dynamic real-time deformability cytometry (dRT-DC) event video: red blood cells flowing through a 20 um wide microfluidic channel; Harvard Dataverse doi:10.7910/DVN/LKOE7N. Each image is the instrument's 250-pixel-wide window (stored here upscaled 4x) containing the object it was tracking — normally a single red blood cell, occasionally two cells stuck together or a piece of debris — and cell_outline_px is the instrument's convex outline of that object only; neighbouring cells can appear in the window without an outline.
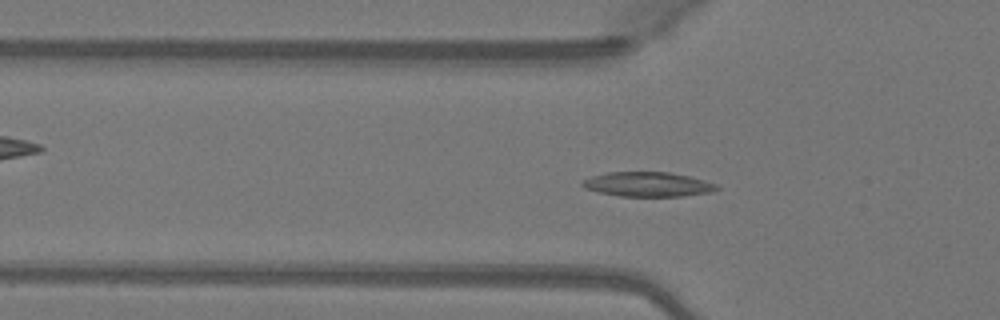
{"species": "Egyptian fruit bat (a non-hibernating species)", "species_latin": "Rousettus aegyptiacus", "temperature_condition": "warm", "stored_images_in_passage": 35, "camera_frame_rate_fps": 3000, "um_per_image_px": 0.085, "animal": {"sex": "female"}, "frame": {"image": 1, "passage_image": 2, "time_ms": 0.333, "image_size_px": [1000, 320], "cell_outline_px": [[720, 188], [712, 192], [684, 196], [620, 196], [600, 192], [584, 188], [580, 184], [580, 180], [592, 176], [608, 172], [668, 172], [688, 176], [704, 180], [716, 184]], "centroid_in_image_um": [55.04, 15.67], "position_along_channel_um": 70.8, "area_um2": 19.25}}
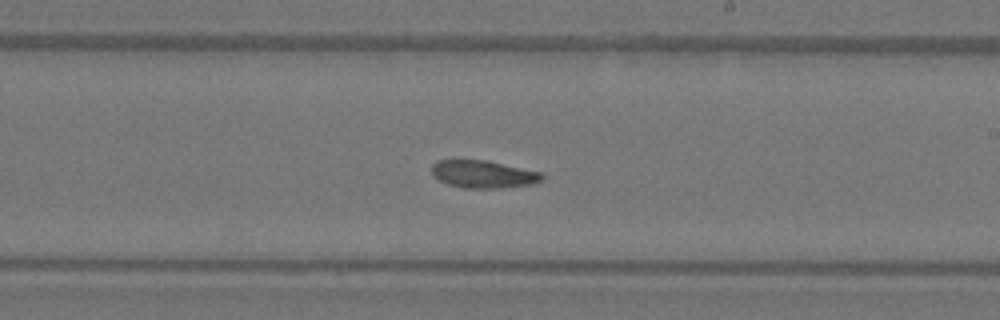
{"frame": {"image": 2, "passage_image": 15, "time_ms": 4.667, "image_size_px": [1000, 320], "cell_outline_px": [[544, 180], [532, 184], [496, 188], [464, 188], [448, 184], [432, 176], [432, 164], [436, 160], [488, 160], [544, 172]], "centroid_in_image_um": [41.12, 14.79], "position_along_channel_um": 247.9, "area_um2": 17.98}}
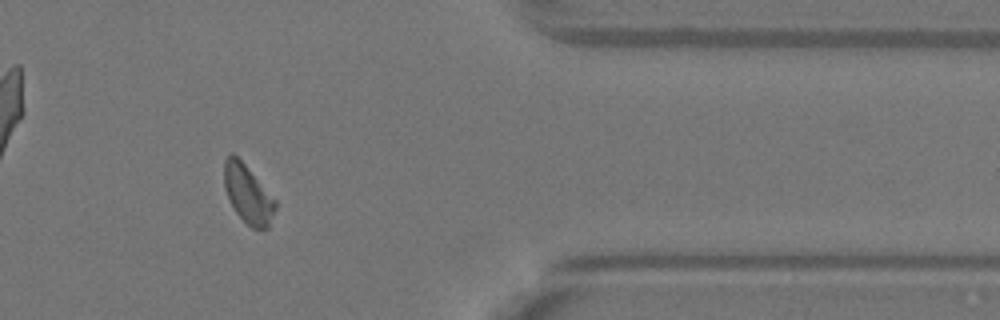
{"frame": {"image": 3, "passage_image": 27, "time_ms": 8.667, "image_size_px": [1000, 320], "cell_outline_px": [[276, 208], [268, 228], [252, 228], [236, 212], [224, 188], [224, 160], [232, 152], [244, 164], [276, 200]], "centroid_in_image_um": [21.07, 16.49], "position_along_channel_um": 390.3, "area_um2": 16.94}, "authors_computed_cell_mechanics": {"area_um2": 18.0914, "velocity_mm_per_s": 4.0735, "shape_relaxation_time_tau1_ms": 4.8227, "shape_relaxation_time_tau2_ms": 3.0433, "deformation_change_tau1": 0.1008, "deformation_change_tau2": 0.0759}}